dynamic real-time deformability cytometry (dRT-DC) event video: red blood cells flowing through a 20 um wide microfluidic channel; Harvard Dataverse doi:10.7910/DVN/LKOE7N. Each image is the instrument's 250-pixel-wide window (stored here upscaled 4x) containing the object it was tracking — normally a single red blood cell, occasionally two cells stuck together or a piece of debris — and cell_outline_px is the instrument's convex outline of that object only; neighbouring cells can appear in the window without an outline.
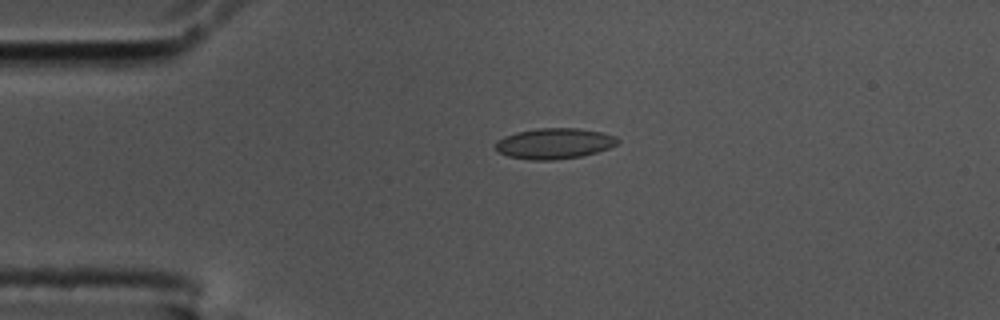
{"species": "common noctule bat (a hibernating species)", "species_latin": "Nyctalus noctula", "temperature_condition": "cold", "stored_images_in_passage": 41, "camera_frame_rate_fps": 3000, "um_per_image_px": 0.085, "animal": {"sex": "male", "body_mass_g": 17.5, "forearm_length_mm": 52.3}, "frame": {"image": 1, "passage_image": 1, "time_ms": 0.0, "image_size_px": [1000, 320], "cell_outline_px": [[620, 140], [616, 144], [608, 148], [596, 152], [580, 156], [552, 160], [528, 160], [508, 156], [500, 152], [496, 148], [496, 140], [504, 136], [516, 132], [536, 128], [580, 128], [600, 132], [616, 136]], "centroid_in_image_um": [47.1, 12.19], "position_along_channel_um": 37.9, "area_um2": 21.79}}
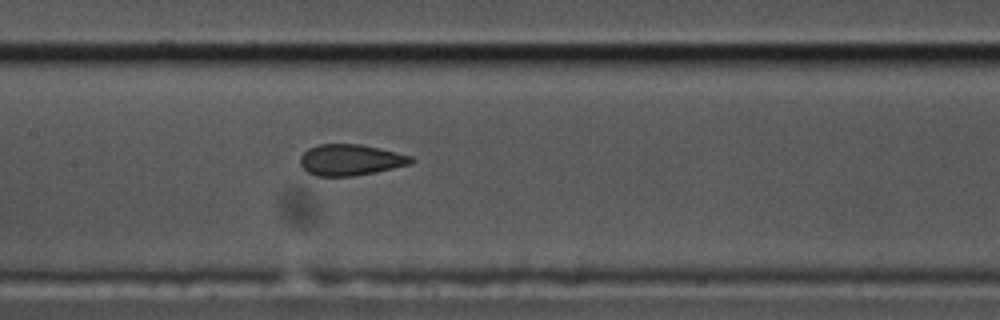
{"frame": {"image": 2, "passage_image": 15, "time_ms": 4.667, "image_size_px": [1000, 320], "cell_outline_px": [[416, 160], [412, 164], [376, 172], [352, 176], [316, 176], [308, 172], [300, 164], [300, 156], [308, 148], [320, 144], [360, 144], [380, 148], [412, 156]], "centroid_in_image_um": [29.82, 13.59], "position_along_channel_um": 177.6, "area_um2": 20.23}}
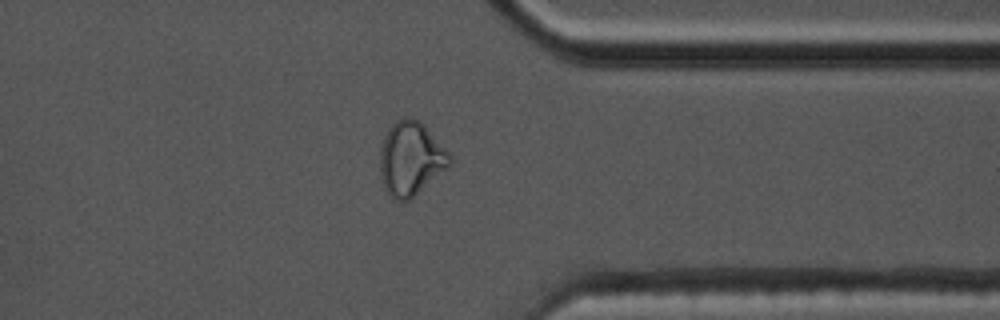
{"frame": {"image": 3, "passage_image": 32, "time_ms": 10.333, "image_size_px": [1000, 320], "cell_outline_px": [[452, 164], [448, 168], [408, 200], [392, 200], [384, 188], [380, 176], [380, 148], [384, 136], [388, 128], [396, 120], [408, 116], [412, 116], [420, 120], [424, 124], [452, 156]], "centroid_in_image_um": [34.91, 13.46], "position_along_channel_um": 376.5, "area_um2": 30.23}}